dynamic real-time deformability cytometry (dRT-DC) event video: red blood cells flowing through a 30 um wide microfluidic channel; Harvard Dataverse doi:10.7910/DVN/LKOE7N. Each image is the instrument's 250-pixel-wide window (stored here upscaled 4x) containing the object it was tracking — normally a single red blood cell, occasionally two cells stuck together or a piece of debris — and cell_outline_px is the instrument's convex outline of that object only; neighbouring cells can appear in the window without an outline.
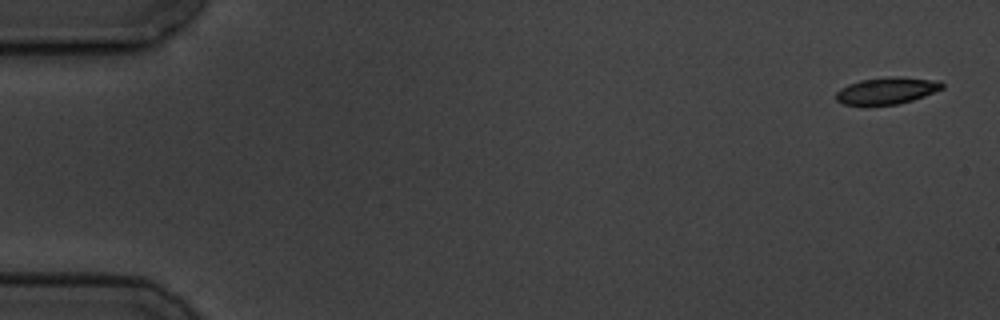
{"species": "common noctule bat (a hibernating species)", "species_latin": "Nyctalus noctula", "temperature_condition": "cold", "stored_images_in_passage": 3, "camera_frame_rate_fps": 3000, "um_per_image_px": 0.085, "animal": {"sex": "male", "body_mass_g": 19.5, "forearm_length_mm": 54.6}, "frame": {"image": 1, "passage_image": 1, "time_ms": 0.0, "image_size_px": [1000, 320], "cell_outline_px": [[944, 88], [924, 96], [912, 100], [896, 104], [868, 108], [864, 108], [844, 104], [836, 100], [836, 92], [840, 88], [848, 84], [860, 80], [888, 76], [896, 76], [940, 80], [944, 84]], "centroid_in_image_um": [75.33, 7.74], "position_along_channel_um": 9.7, "area_um2": 17.34}}